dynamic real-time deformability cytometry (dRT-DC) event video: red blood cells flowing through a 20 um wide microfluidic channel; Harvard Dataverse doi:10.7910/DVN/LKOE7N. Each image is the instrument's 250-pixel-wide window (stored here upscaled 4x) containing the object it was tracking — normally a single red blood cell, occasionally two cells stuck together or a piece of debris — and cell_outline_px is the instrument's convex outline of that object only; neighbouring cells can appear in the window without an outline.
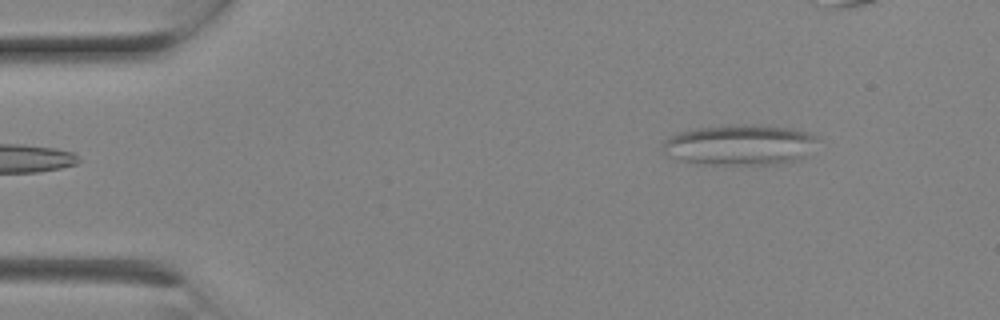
{"species": "Egyptian fruit bat (a non-hibernating species)", "species_latin": "Rousettus aegyptiacus", "temperature_condition": "room temperature", "stored_images_in_passage": 8, "camera_frame_rate_fps": 3000, "um_per_image_px": 0.085, "animal": {"sex": "female"}, "frame": {"image": 1, "passage_image": 8, "time_ms": 2.333, "image_size_px": [1000, 320], "cell_outline_px": [[816, 140], [808, 156], [800, 160], [780, 164], [696, 164], [680, 160], [668, 156], [664, 152], [660, 144], [664, 140], [680, 132], [692, 128], [732, 124], [760, 124], [792, 128], [808, 132], [816, 136]], "centroid_in_image_um": [62.88, 12.31], "position_along_channel_um": 22.1, "area_um2": 37.28}}